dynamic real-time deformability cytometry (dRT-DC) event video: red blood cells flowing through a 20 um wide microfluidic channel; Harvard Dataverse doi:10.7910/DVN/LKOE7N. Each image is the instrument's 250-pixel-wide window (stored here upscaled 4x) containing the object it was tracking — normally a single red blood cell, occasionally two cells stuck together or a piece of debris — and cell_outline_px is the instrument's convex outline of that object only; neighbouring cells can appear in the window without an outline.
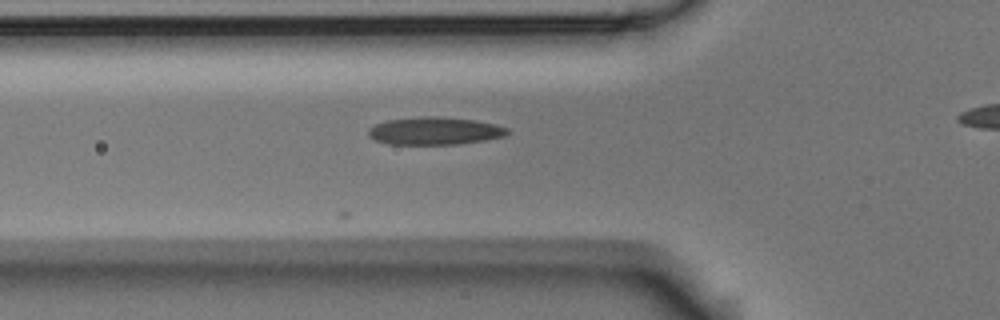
{"species": "Egyptian fruit bat (a non-hibernating species)", "species_latin": "Rousettus aegyptiacus", "temperature_condition": "room temperature", "stored_images_in_passage": 11, "camera_frame_rate_fps": 3000, "um_per_image_px": 0.085, "animal": {"sex": "male"}, "frame": {"image": 1, "passage_image": 4, "time_ms": 1.0, "image_size_px": [1000, 320], "cell_outline_px": [[508, 132], [504, 136], [484, 140], [456, 144], [388, 144], [376, 140], [368, 136], [368, 128], [376, 124], [388, 120], [428, 116], [436, 116], [476, 120], [496, 124], [508, 128]], "centroid_in_image_um": [36.94, 11.12], "position_along_channel_um": 88.9, "area_um2": 22.25}}
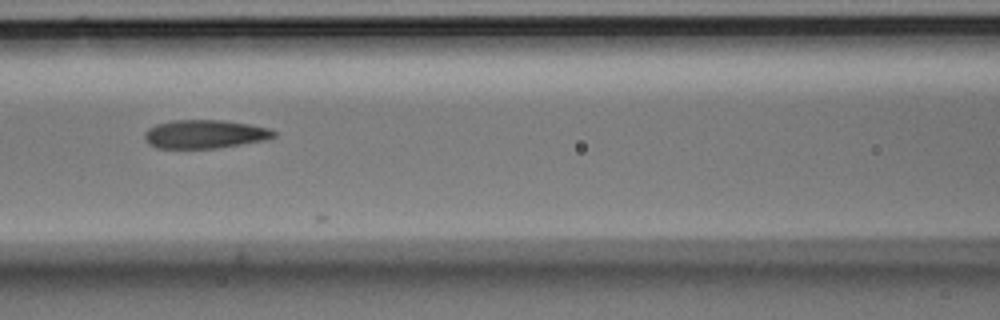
{"frame": {"image": 2, "passage_image": 9, "time_ms": 2.667, "image_size_px": [1000, 320], "cell_outline_px": [[276, 136], [268, 140], [216, 148], [156, 148], [148, 144], [144, 136], [144, 132], [148, 128], [156, 124], [172, 120], [220, 120], [248, 124], [268, 128], [276, 132]], "centroid_in_image_um": [17.39, 11.4], "position_along_channel_um": 149.2, "area_um2": 21.56}}